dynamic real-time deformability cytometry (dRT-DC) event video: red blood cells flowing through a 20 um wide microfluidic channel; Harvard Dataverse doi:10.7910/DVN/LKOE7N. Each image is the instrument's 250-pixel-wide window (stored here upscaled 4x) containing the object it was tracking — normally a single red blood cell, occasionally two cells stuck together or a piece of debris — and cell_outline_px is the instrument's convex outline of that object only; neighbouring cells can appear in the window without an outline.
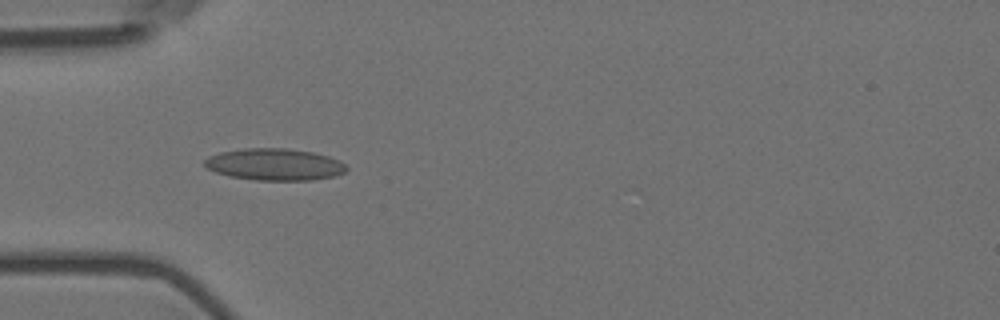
{"species": "Egyptian fruit bat (a non-hibernating species)", "species_latin": "Rousettus aegyptiacus", "temperature_condition": "room temperature", "stored_images_in_passage": 15, "camera_frame_rate_fps": 3000, "um_per_image_px": 0.085, "animal": {"sex": "female"}, "frame": {"image": 1, "passage_image": 5, "time_ms": 1.333, "image_size_px": [1000, 320], "cell_outline_px": [[348, 168], [344, 172], [336, 176], [312, 180], [256, 180], [228, 176], [216, 172], [208, 168], [204, 164], [204, 160], [208, 156], [220, 152], [244, 148], [288, 148], [312, 152], [328, 156], [340, 160]], "centroid_in_image_um": [23.34, 13.97], "position_along_channel_um": 61.7, "area_um2": 26.41}}
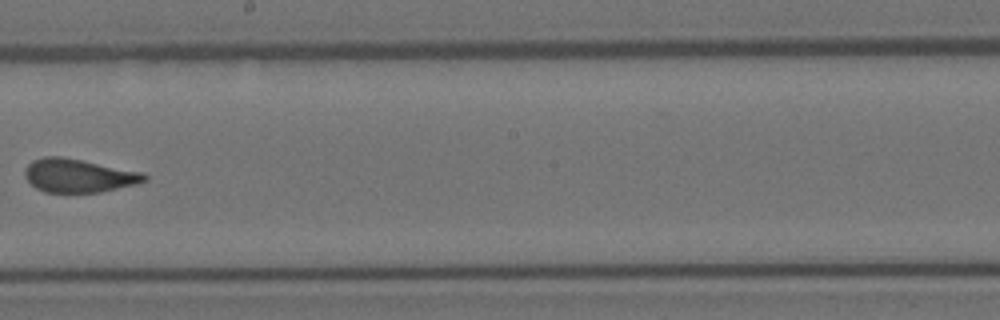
{"frame": {"image": 2, "passage_image": 9, "time_ms": 2.667, "image_size_px": [1000, 320], "cell_outline_px": [[148, 180], [136, 184], [100, 192], [44, 192], [36, 188], [24, 176], [24, 168], [32, 160], [44, 156], [60, 156], [144, 172], [148, 176]], "centroid_in_image_um": [6.67, 14.92], "position_along_channel_um": 241.5, "area_um2": 23.35}}
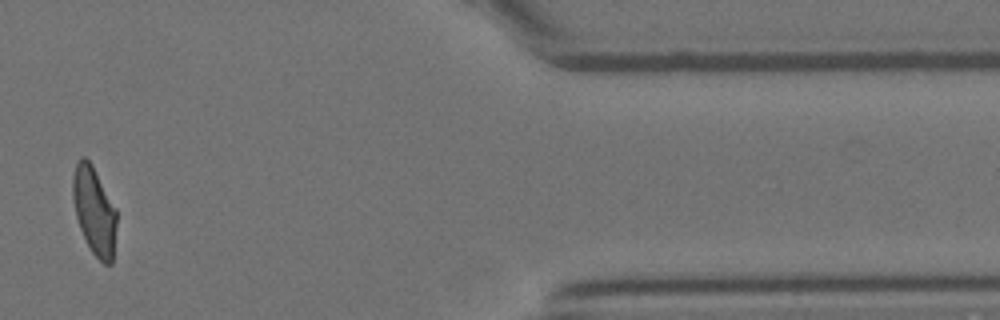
{"frame": {"image": 3, "passage_image": 14, "time_ms": 4.333, "image_size_px": [1000, 320], "cell_outline_px": [[116, 224], [112, 264], [104, 264], [92, 252], [80, 228], [76, 216], [72, 196], [72, 176], [76, 164], [80, 156], [84, 156], [92, 164], [116, 208]], "centroid_in_image_um": [8.0, 17.89], "position_along_channel_um": 403.4, "area_um2": 22.31}}